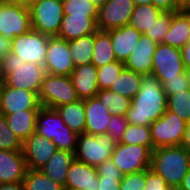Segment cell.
Returning <instances> with one entry per match:
<instances>
[{
	"label": "cell",
	"instance_id": "cell-3",
	"mask_svg": "<svg viewBox=\"0 0 190 190\" xmlns=\"http://www.w3.org/2000/svg\"><path fill=\"white\" fill-rule=\"evenodd\" d=\"M1 72L3 82L10 87L25 89L39 94L44 80L46 69L35 63L21 59V57L9 53L1 60Z\"/></svg>",
	"mask_w": 190,
	"mask_h": 190
},
{
	"label": "cell",
	"instance_id": "cell-12",
	"mask_svg": "<svg viewBox=\"0 0 190 190\" xmlns=\"http://www.w3.org/2000/svg\"><path fill=\"white\" fill-rule=\"evenodd\" d=\"M31 29L29 8L8 1L0 5V35L12 41Z\"/></svg>",
	"mask_w": 190,
	"mask_h": 190
},
{
	"label": "cell",
	"instance_id": "cell-31",
	"mask_svg": "<svg viewBox=\"0 0 190 190\" xmlns=\"http://www.w3.org/2000/svg\"><path fill=\"white\" fill-rule=\"evenodd\" d=\"M94 43L95 33L68 42L75 67L91 63Z\"/></svg>",
	"mask_w": 190,
	"mask_h": 190
},
{
	"label": "cell",
	"instance_id": "cell-29",
	"mask_svg": "<svg viewBox=\"0 0 190 190\" xmlns=\"http://www.w3.org/2000/svg\"><path fill=\"white\" fill-rule=\"evenodd\" d=\"M113 61L117 60L113 51L110 34L107 31L98 30L95 33L91 63L99 68Z\"/></svg>",
	"mask_w": 190,
	"mask_h": 190
},
{
	"label": "cell",
	"instance_id": "cell-5",
	"mask_svg": "<svg viewBox=\"0 0 190 190\" xmlns=\"http://www.w3.org/2000/svg\"><path fill=\"white\" fill-rule=\"evenodd\" d=\"M117 142L109 134H78L75 159L97 167L111 158Z\"/></svg>",
	"mask_w": 190,
	"mask_h": 190
},
{
	"label": "cell",
	"instance_id": "cell-22",
	"mask_svg": "<svg viewBox=\"0 0 190 190\" xmlns=\"http://www.w3.org/2000/svg\"><path fill=\"white\" fill-rule=\"evenodd\" d=\"M110 34L117 61L125 62L142 36L136 28L124 25L107 31Z\"/></svg>",
	"mask_w": 190,
	"mask_h": 190
},
{
	"label": "cell",
	"instance_id": "cell-19",
	"mask_svg": "<svg viewBox=\"0 0 190 190\" xmlns=\"http://www.w3.org/2000/svg\"><path fill=\"white\" fill-rule=\"evenodd\" d=\"M65 186L81 190H99L96 167L75 159L68 169Z\"/></svg>",
	"mask_w": 190,
	"mask_h": 190
},
{
	"label": "cell",
	"instance_id": "cell-24",
	"mask_svg": "<svg viewBox=\"0 0 190 190\" xmlns=\"http://www.w3.org/2000/svg\"><path fill=\"white\" fill-rule=\"evenodd\" d=\"M190 39V13L171 12L170 29L165 34L163 44L182 48Z\"/></svg>",
	"mask_w": 190,
	"mask_h": 190
},
{
	"label": "cell",
	"instance_id": "cell-49",
	"mask_svg": "<svg viewBox=\"0 0 190 190\" xmlns=\"http://www.w3.org/2000/svg\"><path fill=\"white\" fill-rule=\"evenodd\" d=\"M0 190H24L22 182L1 183Z\"/></svg>",
	"mask_w": 190,
	"mask_h": 190
},
{
	"label": "cell",
	"instance_id": "cell-58",
	"mask_svg": "<svg viewBox=\"0 0 190 190\" xmlns=\"http://www.w3.org/2000/svg\"><path fill=\"white\" fill-rule=\"evenodd\" d=\"M5 2V0H0V5L3 4Z\"/></svg>",
	"mask_w": 190,
	"mask_h": 190
},
{
	"label": "cell",
	"instance_id": "cell-47",
	"mask_svg": "<svg viewBox=\"0 0 190 190\" xmlns=\"http://www.w3.org/2000/svg\"><path fill=\"white\" fill-rule=\"evenodd\" d=\"M12 50V41L0 35V61L3 60Z\"/></svg>",
	"mask_w": 190,
	"mask_h": 190
},
{
	"label": "cell",
	"instance_id": "cell-54",
	"mask_svg": "<svg viewBox=\"0 0 190 190\" xmlns=\"http://www.w3.org/2000/svg\"><path fill=\"white\" fill-rule=\"evenodd\" d=\"M94 3L98 8L104 4H106L109 0H90Z\"/></svg>",
	"mask_w": 190,
	"mask_h": 190
},
{
	"label": "cell",
	"instance_id": "cell-18",
	"mask_svg": "<svg viewBox=\"0 0 190 190\" xmlns=\"http://www.w3.org/2000/svg\"><path fill=\"white\" fill-rule=\"evenodd\" d=\"M27 170L22 150L9 151L0 149V184L22 182Z\"/></svg>",
	"mask_w": 190,
	"mask_h": 190
},
{
	"label": "cell",
	"instance_id": "cell-9",
	"mask_svg": "<svg viewBox=\"0 0 190 190\" xmlns=\"http://www.w3.org/2000/svg\"><path fill=\"white\" fill-rule=\"evenodd\" d=\"M151 155L148 147L118 142L111 159L123 174H131L149 169Z\"/></svg>",
	"mask_w": 190,
	"mask_h": 190
},
{
	"label": "cell",
	"instance_id": "cell-45",
	"mask_svg": "<svg viewBox=\"0 0 190 190\" xmlns=\"http://www.w3.org/2000/svg\"><path fill=\"white\" fill-rule=\"evenodd\" d=\"M97 175L123 176L124 174L113 163L112 159L105 160L96 167Z\"/></svg>",
	"mask_w": 190,
	"mask_h": 190
},
{
	"label": "cell",
	"instance_id": "cell-15",
	"mask_svg": "<svg viewBox=\"0 0 190 190\" xmlns=\"http://www.w3.org/2000/svg\"><path fill=\"white\" fill-rule=\"evenodd\" d=\"M38 94L1 84L0 114L6 115L28 109H40Z\"/></svg>",
	"mask_w": 190,
	"mask_h": 190
},
{
	"label": "cell",
	"instance_id": "cell-51",
	"mask_svg": "<svg viewBox=\"0 0 190 190\" xmlns=\"http://www.w3.org/2000/svg\"><path fill=\"white\" fill-rule=\"evenodd\" d=\"M11 3H16L20 6L30 8L37 0H5Z\"/></svg>",
	"mask_w": 190,
	"mask_h": 190
},
{
	"label": "cell",
	"instance_id": "cell-56",
	"mask_svg": "<svg viewBox=\"0 0 190 190\" xmlns=\"http://www.w3.org/2000/svg\"><path fill=\"white\" fill-rule=\"evenodd\" d=\"M3 83V76H2V72H1V61H0V84Z\"/></svg>",
	"mask_w": 190,
	"mask_h": 190
},
{
	"label": "cell",
	"instance_id": "cell-10",
	"mask_svg": "<svg viewBox=\"0 0 190 190\" xmlns=\"http://www.w3.org/2000/svg\"><path fill=\"white\" fill-rule=\"evenodd\" d=\"M152 75L163 84L166 80L178 78L186 71L180 48L163 43L157 45L153 56Z\"/></svg>",
	"mask_w": 190,
	"mask_h": 190
},
{
	"label": "cell",
	"instance_id": "cell-27",
	"mask_svg": "<svg viewBox=\"0 0 190 190\" xmlns=\"http://www.w3.org/2000/svg\"><path fill=\"white\" fill-rule=\"evenodd\" d=\"M61 116L65 125L77 134L85 132V99H78L75 102L63 104L55 108Z\"/></svg>",
	"mask_w": 190,
	"mask_h": 190
},
{
	"label": "cell",
	"instance_id": "cell-25",
	"mask_svg": "<svg viewBox=\"0 0 190 190\" xmlns=\"http://www.w3.org/2000/svg\"><path fill=\"white\" fill-rule=\"evenodd\" d=\"M74 160L75 152L57 150L40 170L52 181L64 187L68 169Z\"/></svg>",
	"mask_w": 190,
	"mask_h": 190
},
{
	"label": "cell",
	"instance_id": "cell-32",
	"mask_svg": "<svg viewBox=\"0 0 190 190\" xmlns=\"http://www.w3.org/2000/svg\"><path fill=\"white\" fill-rule=\"evenodd\" d=\"M95 97L112 115L126 116L131 106V99L113 92L110 89H99Z\"/></svg>",
	"mask_w": 190,
	"mask_h": 190
},
{
	"label": "cell",
	"instance_id": "cell-17",
	"mask_svg": "<svg viewBox=\"0 0 190 190\" xmlns=\"http://www.w3.org/2000/svg\"><path fill=\"white\" fill-rule=\"evenodd\" d=\"M157 43L142 34L141 38L124 62L125 68L142 75L152 74L153 56L157 48Z\"/></svg>",
	"mask_w": 190,
	"mask_h": 190
},
{
	"label": "cell",
	"instance_id": "cell-34",
	"mask_svg": "<svg viewBox=\"0 0 190 190\" xmlns=\"http://www.w3.org/2000/svg\"><path fill=\"white\" fill-rule=\"evenodd\" d=\"M24 190H63V186L52 181L41 170H27L22 181Z\"/></svg>",
	"mask_w": 190,
	"mask_h": 190
},
{
	"label": "cell",
	"instance_id": "cell-20",
	"mask_svg": "<svg viewBox=\"0 0 190 190\" xmlns=\"http://www.w3.org/2000/svg\"><path fill=\"white\" fill-rule=\"evenodd\" d=\"M112 113L96 98L85 99L86 134H107Z\"/></svg>",
	"mask_w": 190,
	"mask_h": 190
},
{
	"label": "cell",
	"instance_id": "cell-30",
	"mask_svg": "<svg viewBox=\"0 0 190 190\" xmlns=\"http://www.w3.org/2000/svg\"><path fill=\"white\" fill-rule=\"evenodd\" d=\"M143 75L124 68L109 88L113 92L132 99L140 90Z\"/></svg>",
	"mask_w": 190,
	"mask_h": 190
},
{
	"label": "cell",
	"instance_id": "cell-11",
	"mask_svg": "<svg viewBox=\"0 0 190 190\" xmlns=\"http://www.w3.org/2000/svg\"><path fill=\"white\" fill-rule=\"evenodd\" d=\"M49 37L31 29L13 38L11 53L21 57L26 63L44 66Z\"/></svg>",
	"mask_w": 190,
	"mask_h": 190
},
{
	"label": "cell",
	"instance_id": "cell-33",
	"mask_svg": "<svg viewBox=\"0 0 190 190\" xmlns=\"http://www.w3.org/2000/svg\"><path fill=\"white\" fill-rule=\"evenodd\" d=\"M120 143L131 145L138 144L148 147L151 151L154 149L150 126L128 124Z\"/></svg>",
	"mask_w": 190,
	"mask_h": 190
},
{
	"label": "cell",
	"instance_id": "cell-50",
	"mask_svg": "<svg viewBox=\"0 0 190 190\" xmlns=\"http://www.w3.org/2000/svg\"><path fill=\"white\" fill-rule=\"evenodd\" d=\"M181 145L185 149L190 151V121L187 122L186 129H185V132H184V136H183V140H182Z\"/></svg>",
	"mask_w": 190,
	"mask_h": 190
},
{
	"label": "cell",
	"instance_id": "cell-42",
	"mask_svg": "<svg viewBox=\"0 0 190 190\" xmlns=\"http://www.w3.org/2000/svg\"><path fill=\"white\" fill-rule=\"evenodd\" d=\"M107 125V134L111 135L117 143L120 142L128 126L126 116L112 115Z\"/></svg>",
	"mask_w": 190,
	"mask_h": 190
},
{
	"label": "cell",
	"instance_id": "cell-2",
	"mask_svg": "<svg viewBox=\"0 0 190 190\" xmlns=\"http://www.w3.org/2000/svg\"><path fill=\"white\" fill-rule=\"evenodd\" d=\"M150 168L165 179L171 189H177L190 168V151L182 145L154 148Z\"/></svg>",
	"mask_w": 190,
	"mask_h": 190
},
{
	"label": "cell",
	"instance_id": "cell-4",
	"mask_svg": "<svg viewBox=\"0 0 190 190\" xmlns=\"http://www.w3.org/2000/svg\"><path fill=\"white\" fill-rule=\"evenodd\" d=\"M36 133L53 141L57 150L76 151L78 134L65 125L56 109L40 107L36 118Z\"/></svg>",
	"mask_w": 190,
	"mask_h": 190
},
{
	"label": "cell",
	"instance_id": "cell-38",
	"mask_svg": "<svg viewBox=\"0 0 190 190\" xmlns=\"http://www.w3.org/2000/svg\"><path fill=\"white\" fill-rule=\"evenodd\" d=\"M0 149L9 151L22 150L21 140L7 125L6 118L2 114H0Z\"/></svg>",
	"mask_w": 190,
	"mask_h": 190
},
{
	"label": "cell",
	"instance_id": "cell-39",
	"mask_svg": "<svg viewBox=\"0 0 190 190\" xmlns=\"http://www.w3.org/2000/svg\"><path fill=\"white\" fill-rule=\"evenodd\" d=\"M171 25V12H164L149 29L145 35L157 44L163 42L165 34L170 29Z\"/></svg>",
	"mask_w": 190,
	"mask_h": 190
},
{
	"label": "cell",
	"instance_id": "cell-55",
	"mask_svg": "<svg viewBox=\"0 0 190 190\" xmlns=\"http://www.w3.org/2000/svg\"><path fill=\"white\" fill-rule=\"evenodd\" d=\"M135 6L141 5V4H151V0H133Z\"/></svg>",
	"mask_w": 190,
	"mask_h": 190
},
{
	"label": "cell",
	"instance_id": "cell-7",
	"mask_svg": "<svg viewBox=\"0 0 190 190\" xmlns=\"http://www.w3.org/2000/svg\"><path fill=\"white\" fill-rule=\"evenodd\" d=\"M38 98L41 106L53 109L79 99L70 76L51 74L45 75Z\"/></svg>",
	"mask_w": 190,
	"mask_h": 190
},
{
	"label": "cell",
	"instance_id": "cell-23",
	"mask_svg": "<svg viewBox=\"0 0 190 190\" xmlns=\"http://www.w3.org/2000/svg\"><path fill=\"white\" fill-rule=\"evenodd\" d=\"M70 77L79 99L95 97L99 91L97 67L92 63L76 66Z\"/></svg>",
	"mask_w": 190,
	"mask_h": 190
},
{
	"label": "cell",
	"instance_id": "cell-1",
	"mask_svg": "<svg viewBox=\"0 0 190 190\" xmlns=\"http://www.w3.org/2000/svg\"><path fill=\"white\" fill-rule=\"evenodd\" d=\"M167 110V95L158 78L143 75L139 92L131 99L127 111L128 124L150 126Z\"/></svg>",
	"mask_w": 190,
	"mask_h": 190
},
{
	"label": "cell",
	"instance_id": "cell-28",
	"mask_svg": "<svg viewBox=\"0 0 190 190\" xmlns=\"http://www.w3.org/2000/svg\"><path fill=\"white\" fill-rule=\"evenodd\" d=\"M163 13L164 11L155 7L152 3L137 5L131 15L129 25L145 34Z\"/></svg>",
	"mask_w": 190,
	"mask_h": 190
},
{
	"label": "cell",
	"instance_id": "cell-52",
	"mask_svg": "<svg viewBox=\"0 0 190 190\" xmlns=\"http://www.w3.org/2000/svg\"><path fill=\"white\" fill-rule=\"evenodd\" d=\"M180 190H190V168L185 175L182 184L179 187Z\"/></svg>",
	"mask_w": 190,
	"mask_h": 190
},
{
	"label": "cell",
	"instance_id": "cell-36",
	"mask_svg": "<svg viewBox=\"0 0 190 190\" xmlns=\"http://www.w3.org/2000/svg\"><path fill=\"white\" fill-rule=\"evenodd\" d=\"M124 68V62L121 61H113L97 68L98 88L109 89Z\"/></svg>",
	"mask_w": 190,
	"mask_h": 190
},
{
	"label": "cell",
	"instance_id": "cell-40",
	"mask_svg": "<svg viewBox=\"0 0 190 190\" xmlns=\"http://www.w3.org/2000/svg\"><path fill=\"white\" fill-rule=\"evenodd\" d=\"M162 86L166 95H172L190 89V71H185L178 78L166 80Z\"/></svg>",
	"mask_w": 190,
	"mask_h": 190
},
{
	"label": "cell",
	"instance_id": "cell-37",
	"mask_svg": "<svg viewBox=\"0 0 190 190\" xmlns=\"http://www.w3.org/2000/svg\"><path fill=\"white\" fill-rule=\"evenodd\" d=\"M64 15L98 17V7L90 0H67L63 2Z\"/></svg>",
	"mask_w": 190,
	"mask_h": 190
},
{
	"label": "cell",
	"instance_id": "cell-48",
	"mask_svg": "<svg viewBox=\"0 0 190 190\" xmlns=\"http://www.w3.org/2000/svg\"><path fill=\"white\" fill-rule=\"evenodd\" d=\"M180 50L182 54L184 67L186 71H190V39Z\"/></svg>",
	"mask_w": 190,
	"mask_h": 190
},
{
	"label": "cell",
	"instance_id": "cell-53",
	"mask_svg": "<svg viewBox=\"0 0 190 190\" xmlns=\"http://www.w3.org/2000/svg\"><path fill=\"white\" fill-rule=\"evenodd\" d=\"M180 11L190 13V0H180Z\"/></svg>",
	"mask_w": 190,
	"mask_h": 190
},
{
	"label": "cell",
	"instance_id": "cell-26",
	"mask_svg": "<svg viewBox=\"0 0 190 190\" xmlns=\"http://www.w3.org/2000/svg\"><path fill=\"white\" fill-rule=\"evenodd\" d=\"M39 109H28L22 112L6 114L7 125L23 143L31 134L36 132V118Z\"/></svg>",
	"mask_w": 190,
	"mask_h": 190
},
{
	"label": "cell",
	"instance_id": "cell-41",
	"mask_svg": "<svg viewBox=\"0 0 190 190\" xmlns=\"http://www.w3.org/2000/svg\"><path fill=\"white\" fill-rule=\"evenodd\" d=\"M146 185V170L131 174H124L121 179L120 190H144Z\"/></svg>",
	"mask_w": 190,
	"mask_h": 190
},
{
	"label": "cell",
	"instance_id": "cell-57",
	"mask_svg": "<svg viewBox=\"0 0 190 190\" xmlns=\"http://www.w3.org/2000/svg\"><path fill=\"white\" fill-rule=\"evenodd\" d=\"M63 190H81V189H76V188H71V187H63Z\"/></svg>",
	"mask_w": 190,
	"mask_h": 190
},
{
	"label": "cell",
	"instance_id": "cell-46",
	"mask_svg": "<svg viewBox=\"0 0 190 190\" xmlns=\"http://www.w3.org/2000/svg\"><path fill=\"white\" fill-rule=\"evenodd\" d=\"M151 3L164 12L180 11V0H151Z\"/></svg>",
	"mask_w": 190,
	"mask_h": 190
},
{
	"label": "cell",
	"instance_id": "cell-16",
	"mask_svg": "<svg viewBox=\"0 0 190 190\" xmlns=\"http://www.w3.org/2000/svg\"><path fill=\"white\" fill-rule=\"evenodd\" d=\"M57 151L53 141L34 132L22 143V152L29 170H40Z\"/></svg>",
	"mask_w": 190,
	"mask_h": 190
},
{
	"label": "cell",
	"instance_id": "cell-6",
	"mask_svg": "<svg viewBox=\"0 0 190 190\" xmlns=\"http://www.w3.org/2000/svg\"><path fill=\"white\" fill-rule=\"evenodd\" d=\"M29 11L32 30L50 37L58 36L64 16L60 0H37Z\"/></svg>",
	"mask_w": 190,
	"mask_h": 190
},
{
	"label": "cell",
	"instance_id": "cell-43",
	"mask_svg": "<svg viewBox=\"0 0 190 190\" xmlns=\"http://www.w3.org/2000/svg\"><path fill=\"white\" fill-rule=\"evenodd\" d=\"M144 190H171L165 179L151 168L146 170V185Z\"/></svg>",
	"mask_w": 190,
	"mask_h": 190
},
{
	"label": "cell",
	"instance_id": "cell-13",
	"mask_svg": "<svg viewBox=\"0 0 190 190\" xmlns=\"http://www.w3.org/2000/svg\"><path fill=\"white\" fill-rule=\"evenodd\" d=\"M134 8L133 0H109L98 8V30L108 31L128 25Z\"/></svg>",
	"mask_w": 190,
	"mask_h": 190
},
{
	"label": "cell",
	"instance_id": "cell-8",
	"mask_svg": "<svg viewBox=\"0 0 190 190\" xmlns=\"http://www.w3.org/2000/svg\"><path fill=\"white\" fill-rule=\"evenodd\" d=\"M187 122L177 114L166 110L156 121L150 124L153 147L181 145Z\"/></svg>",
	"mask_w": 190,
	"mask_h": 190
},
{
	"label": "cell",
	"instance_id": "cell-21",
	"mask_svg": "<svg viewBox=\"0 0 190 190\" xmlns=\"http://www.w3.org/2000/svg\"><path fill=\"white\" fill-rule=\"evenodd\" d=\"M97 31V17L64 15L57 37L69 42Z\"/></svg>",
	"mask_w": 190,
	"mask_h": 190
},
{
	"label": "cell",
	"instance_id": "cell-14",
	"mask_svg": "<svg viewBox=\"0 0 190 190\" xmlns=\"http://www.w3.org/2000/svg\"><path fill=\"white\" fill-rule=\"evenodd\" d=\"M44 67L47 74L71 75L75 65L70 55L67 40L57 36L49 37Z\"/></svg>",
	"mask_w": 190,
	"mask_h": 190
},
{
	"label": "cell",
	"instance_id": "cell-35",
	"mask_svg": "<svg viewBox=\"0 0 190 190\" xmlns=\"http://www.w3.org/2000/svg\"><path fill=\"white\" fill-rule=\"evenodd\" d=\"M167 110L177 114L185 122L190 121V89L167 95Z\"/></svg>",
	"mask_w": 190,
	"mask_h": 190
},
{
	"label": "cell",
	"instance_id": "cell-44",
	"mask_svg": "<svg viewBox=\"0 0 190 190\" xmlns=\"http://www.w3.org/2000/svg\"><path fill=\"white\" fill-rule=\"evenodd\" d=\"M99 176V190H120L121 179L123 176H110V175H98Z\"/></svg>",
	"mask_w": 190,
	"mask_h": 190
}]
</instances>
